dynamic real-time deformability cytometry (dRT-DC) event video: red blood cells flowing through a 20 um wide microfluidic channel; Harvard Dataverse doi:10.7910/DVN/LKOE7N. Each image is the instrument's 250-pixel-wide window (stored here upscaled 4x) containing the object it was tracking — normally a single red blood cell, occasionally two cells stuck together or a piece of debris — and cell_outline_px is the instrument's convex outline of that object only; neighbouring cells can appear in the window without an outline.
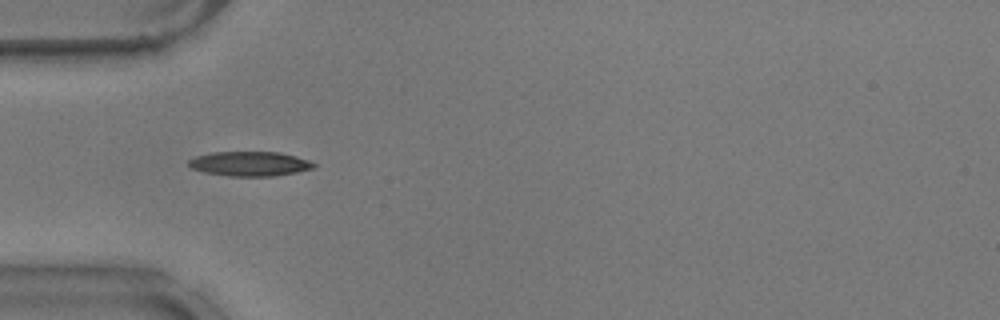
{"species": "common noctule bat (a hibernating species)", "species_latin": "Nyctalus noctula", "temperature_condition": "warm", "stored_images_in_passage": 37, "camera_frame_rate_fps": 3000, "um_per_image_px": 0.085, "animal": {"sex": "male", "body_mass_g": 17.9}, "frame": {"image": 1, "passage_image": 16, "time_ms": 5.0, "image_size_px": [1000, 320], "cell_outline_px": [[316, 164], [312, 168], [296, 172], [272, 176], [228, 176], [204, 172], [192, 168], [188, 164], [188, 160], [196, 156], [212, 152], [280, 152], [296, 156], [308, 160]], "centroid_in_image_um": [21.21, 13.91], "position_along_channel_um": 63.8, "area_um2": 17.8}}
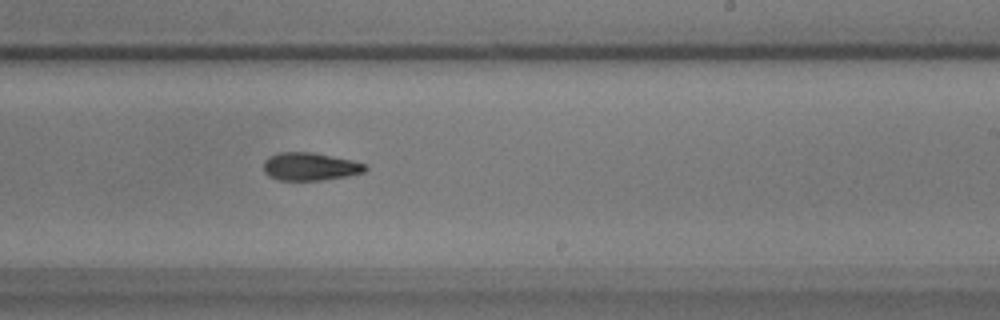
{"frame": {"image": 2, "passage_image": 32, "time_ms": 10.333, "image_size_px": [1000, 320], "cell_outline_px": [[368, 168], [364, 172], [348, 176], [324, 180], [280, 180], [268, 176], [264, 172], [264, 160], [268, 156], [280, 152], [312, 152], [352, 160], [368, 164]], "centroid_in_image_um": [26.37, 14.16], "position_along_channel_um": 262.6, "area_um2": 16.7}}